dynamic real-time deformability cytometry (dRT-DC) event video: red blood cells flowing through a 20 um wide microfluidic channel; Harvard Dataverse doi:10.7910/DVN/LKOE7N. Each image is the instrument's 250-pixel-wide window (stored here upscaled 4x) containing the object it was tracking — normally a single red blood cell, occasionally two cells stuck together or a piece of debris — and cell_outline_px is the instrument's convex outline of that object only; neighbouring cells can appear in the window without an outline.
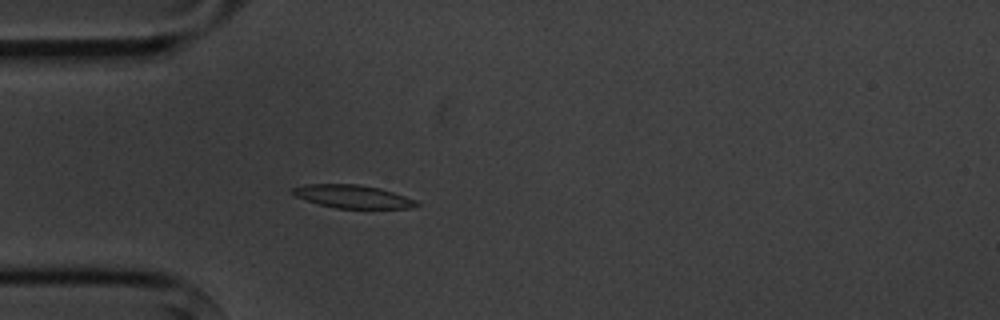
{"species": "common noctule bat (a hibernating species)", "species_latin": "Nyctalus noctula", "temperature_condition": "cold", "stored_images_in_passage": 3, "camera_frame_rate_fps": 3000, "um_per_image_px": 0.085, "animal": {"sex": "male", "body_mass_g": 20.1, "forearm_length_mm": 53.5}, "frame": {"image": 1, "passage_image": 3, "time_ms": 2.0, "image_size_px": [1000, 320], "cell_outline_px": [[420, 204], [412, 208], [336, 208], [320, 204], [296, 196], [292, 192], [292, 188], [308, 184], [356, 184], [380, 188], [416, 200]], "centroid_in_image_um": [30.01, 16.7], "position_along_channel_um": 55.0, "area_um2": 16.36}}